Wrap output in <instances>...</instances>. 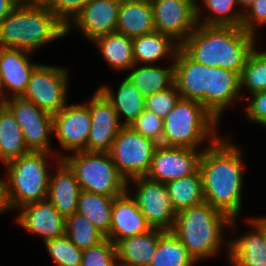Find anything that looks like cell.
Instances as JSON below:
<instances>
[{"label": "cell", "instance_id": "1", "mask_svg": "<svg viewBox=\"0 0 266 266\" xmlns=\"http://www.w3.org/2000/svg\"><path fill=\"white\" fill-rule=\"evenodd\" d=\"M219 138L203 149L199 171L202 176L205 202L227 215L231 220L239 218L242 210L244 160L241 148Z\"/></svg>", "mask_w": 266, "mask_h": 266}, {"label": "cell", "instance_id": "2", "mask_svg": "<svg viewBox=\"0 0 266 266\" xmlns=\"http://www.w3.org/2000/svg\"><path fill=\"white\" fill-rule=\"evenodd\" d=\"M256 41L241 27L198 24L180 48L197 63L241 74Z\"/></svg>", "mask_w": 266, "mask_h": 266}, {"label": "cell", "instance_id": "3", "mask_svg": "<svg viewBox=\"0 0 266 266\" xmlns=\"http://www.w3.org/2000/svg\"><path fill=\"white\" fill-rule=\"evenodd\" d=\"M236 220H231L227 215L204 201L199 205L177 212L172 232L186 247L189 255L198 263L199 260L219 254L223 248L221 246L225 244L227 257H229V240L227 242L224 239V231L227 228L234 232Z\"/></svg>", "mask_w": 266, "mask_h": 266}, {"label": "cell", "instance_id": "4", "mask_svg": "<svg viewBox=\"0 0 266 266\" xmlns=\"http://www.w3.org/2000/svg\"><path fill=\"white\" fill-rule=\"evenodd\" d=\"M66 36V25L40 1L16 5L0 22V47L34 52Z\"/></svg>", "mask_w": 266, "mask_h": 266}, {"label": "cell", "instance_id": "5", "mask_svg": "<svg viewBox=\"0 0 266 266\" xmlns=\"http://www.w3.org/2000/svg\"><path fill=\"white\" fill-rule=\"evenodd\" d=\"M46 152H33L13 159L6 166L5 196L9 210H18L29 203L47 199L51 161L61 160L62 155Z\"/></svg>", "mask_w": 266, "mask_h": 266}, {"label": "cell", "instance_id": "6", "mask_svg": "<svg viewBox=\"0 0 266 266\" xmlns=\"http://www.w3.org/2000/svg\"><path fill=\"white\" fill-rule=\"evenodd\" d=\"M219 124L199 102L180 98L163 119L161 145L201 150L206 141L212 145L220 138Z\"/></svg>", "mask_w": 266, "mask_h": 266}, {"label": "cell", "instance_id": "7", "mask_svg": "<svg viewBox=\"0 0 266 266\" xmlns=\"http://www.w3.org/2000/svg\"><path fill=\"white\" fill-rule=\"evenodd\" d=\"M63 154L62 160L74 172L81 190L113 198L127 190V182L109 153L76 151Z\"/></svg>", "mask_w": 266, "mask_h": 266}, {"label": "cell", "instance_id": "8", "mask_svg": "<svg viewBox=\"0 0 266 266\" xmlns=\"http://www.w3.org/2000/svg\"><path fill=\"white\" fill-rule=\"evenodd\" d=\"M158 144L123 126L109 152L120 175L127 181L146 176Z\"/></svg>", "mask_w": 266, "mask_h": 266}, {"label": "cell", "instance_id": "9", "mask_svg": "<svg viewBox=\"0 0 266 266\" xmlns=\"http://www.w3.org/2000/svg\"><path fill=\"white\" fill-rule=\"evenodd\" d=\"M69 72L68 68L38 64L21 97L50 115L57 114L68 103Z\"/></svg>", "mask_w": 266, "mask_h": 266}, {"label": "cell", "instance_id": "10", "mask_svg": "<svg viewBox=\"0 0 266 266\" xmlns=\"http://www.w3.org/2000/svg\"><path fill=\"white\" fill-rule=\"evenodd\" d=\"M135 184V192L130 190V184ZM127 191L135 199L138 209L144 215L152 228L172 231L176 214L169 199L166 185L146 176L127 181Z\"/></svg>", "mask_w": 266, "mask_h": 266}, {"label": "cell", "instance_id": "11", "mask_svg": "<svg viewBox=\"0 0 266 266\" xmlns=\"http://www.w3.org/2000/svg\"><path fill=\"white\" fill-rule=\"evenodd\" d=\"M6 107L21 127L29 151L53 153L49 140L53 135V115L22 97H8Z\"/></svg>", "mask_w": 266, "mask_h": 266}, {"label": "cell", "instance_id": "12", "mask_svg": "<svg viewBox=\"0 0 266 266\" xmlns=\"http://www.w3.org/2000/svg\"><path fill=\"white\" fill-rule=\"evenodd\" d=\"M151 5L155 31L172 37L180 45L198 26L193 0H154Z\"/></svg>", "mask_w": 266, "mask_h": 266}, {"label": "cell", "instance_id": "13", "mask_svg": "<svg viewBox=\"0 0 266 266\" xmlns=\"http://www.w3.org/2000/svg\"><path fill=\"white\" fill-rule=\"evenodd\" d=\"M202 150L158 145L146 177L168 183L194 174L199 169Z\"/></svg>", "mask_w": 266, "mask_h": 266}, {"label": "cell", "instance_id": "14", "mask_svg": "<svg viewBox=\"0 0 266 266\" xmlns=\"http://www.w3.org/2000/svg\"><path fill=\"white\" fill-rule=\"evenodd\" d=\"M91 117V129L86 143V152L109 153L123 125L112 103L97 89L87 101Z\"/></svg>", "mask_w": 266, "mask_h": 266}, {"label": "cell", "instance_id": "15", "mask_svg": "<svg viewBox=\"0 0 266 266\" xmlns=\"http://www.w3.org/2000/svg\"><path fill=\"white\" fill-rule=\"evenodd\" d=\"M91 129L89 108L85 103L66 104L53 115V135L61 150L71 152L86 151V143Z\"/></svg>", "mask_w": 266, "mask_h": 266}, {"label": "cell", "instance_id": "16", "mask_svg": "<svg viewBox=\"0 0 266 266\" xmlns=\"http://www.w3.org/2000/svg\"><path fill=\"white\" fill-rule=\"evenodd\" d=\"M241 95V96H240ZM240 74L221 67L205 66L204 108L217 121L229 105L242 99ZM237 99V100H236Z\"/></svg>", "mask_w": 266, "mask_h": 266}, {"label": "cell", "instance_id": "17", "mask_svg": "<svg viewBox=\"0 0 266 266\" xmlns=\"http://www.w3.org/2000/svg\"><path fill=\"white\" fill-rule=\"evenodd\" d=\"M120 4L121 0H90L66 26V35L76 27L84 38L94 41L115 32Z\"/></svg>", "mask_w": 266, "mask_h": 266}, {"label": "cell", "instance_id": "18", "mask_svg": "<svg viewBox=\"0 0 266 266\" xmlns=\"http://www.w3.org/2000/svg\"><path fill=\"white\" fill-rule=\"evenodd\" d=\"M18 210L17 224L25 231L40 235L43 242L66 235V218L48 199L29 203Z\"/></svg>", "mask_w": 266, "mask_h": 266}, {"label": "cell", "instance_id": "19", "mask_svg": "<svg viewBox=\"0 0 266 266\" xmlns=\"http://www.w3.org/2000/svg\"><path fill=\"white\" fill-rule=\"evenodd\" d=\"M152 227L138 209L135 199L126 190L120 196L114 197L111 216V228L105 237L115 245L126 238L144 234Z\"/></svg>", "mask_w": 266, "mask_h": 266}, {"label": "cell", "instance_id": "20", "mask_svg": "<svg viewBox=\"0 0 266 266\" xmlns=\"http://www.w3.org/2000/svg\"><path fill=\"white\" fill-rule=\"evenodd\" d=\"M31 54L21 49L0 47V80L7 97H21L25 92L31 73L39 64L30 60Z\"/></svg>", "mask_w": 266, "mask_h": 266}, {"label": "cell", "instance_id": "21", "mask_svg": "<svg viewBox=\"0 0 266 266\" xmlns=\"http://www.w3.org/2000/svg\"><path fill=\"white\" fill-rule=\"evenodd\" d=\"M55 174L49 176L47 199L64 218L77 211V202L81 192L74 172L61 159L56 160Z\"/></svg>", "mask_w": 266, "mask_h": 266}, {"label": "cell", "instance_id": "22", "mask_svg": "<svg viewBox=\"0 0 266 266\" xmlns=\"http://www.w3.org/2000/svg\"><path fill=\"white\" fill-rule=\"evenodd\" d=\"M174 63V84L182 99L194 100L204 107L205 65L197 63L181 48Z\"/></svg>", "mask_w": 266, "mask_h": 266}, {"label": "cell", "instance_id": "23", "mask_svg": "<svg viewBox=\"0 0 266 266\" xmlns=\"http://www.w3.org/2000/svg\"><path fill=\"white\" fill-rule=\"evenodd\" d=\"M252 230L229 241V263L232 266H266V241L263 231L249 218Z\"/></svg>", "mask_w": 266, "mask_h": 266}, {"label": "cell", "instance_id": "24", "mask_svg": "<svg viewBox=\"0 0 266 266\" xmlns=\"http://www.w3.org/2000/svg\"><path fill=\"white\" fill-rule=\"evenodd\" d=\"M162 232L152 228L144 234L119 241L116 244L118 266H148L156 254Z\"/></svg>", "mask_w": 266, "mask_h": 266}, {"label": "cell", "instance_id": "25", "mask_svg": "<svg viewBox=\"0 0 266 266\" xmlns=\"http://www.w3.org/2000/svg\"><path fill=\"white\" fill-rule=\"evenodd\" d=\"M112 103L123 126L130 124L145 110V96L134 86L127 76L119 84L117 92L107 85L98 88ZM121 118H125L121 122Z\"/></svg>", "mask_w": 266, "mask_h": 266}, {"label": "cell", "instance_id": "26", "mask_svg": "<svg viewBox=\"0 0 266 266\" xmlns=\"http://www.w3.org/2000/svg\"><path fill=\"white\" fill-rule=\"evenodd\" d=\"M155 31L151 3L121 0L115 32L135 38Z\"/></svg>", "mask_w": 266, "mask_h": 266}, {"label": "cell", "instance_id": "27", "mask_svg": "<svg viewBox=\"0 0 266 266\" xmlns=\"http://www.w3.org/2000/svg\"><path fill=\"white\" fill-rule=\"evenodd\" d=\"M180 48L172 37L153 31L133 38V56L135 64H155L162 58L171 56L174 61Z\"/></svg>", "mask_w": 266, "mask_h": 266}, {"label": "cell", "instance_id": "28", "mask_svg": "<svg viewBox=\"0 0 266 266\" xmlns=\"http://www.w3.org/2000/svg\"><path fill=\"white\" fill-rule=\"evenodd\" d=\"M100 54L110 68L128 71L134 64L133 38L113 32L100 36L94 41Z\"/></svg>", "mask_w": 266, "mask_h": 266}, {"label": "cell", "instance_id": "29", "mask_svg": "<svg viewBox=\"0 0 266 266\" xmlns=\"http://www.w3.org/2000/svg\"><path fill=\"white\" fill-rule=\"evenodd\" d=\"M130 70L127 78L144 96L164 91L174 84V63L168 68L155 64H134Z\"/></svg>", "mask_w": 266, "mask_h": 266}, {"label": "cell", "instance_id": "30", "mask_svg": "<svg viewBox=\"0 0 266 266\" xmlns=\"http://www.w3.org/2000/svg\"><path fill=\"white\" fill-rule=\"evenodd\" d=\"M22 129L12 112L0 108V161L3 164L29 153Z\"/></svg>", "mask_w": 266, "mask_h": 266}, {"label": "cell", "instance_id": "31", "mask_svg": "<svg viewBox=\"0 0 266 266\" xmlns=\"http://www.w3.org/2000/svg\"><path fill=\"white\" fill-rule=\"evenodd\" d=\"M113 200V197L81 190L76 212L88 218L106 237L111 228Z\"/></svg>", "mask_w": 266, "mask_h": 266}, {"label": "cell", "instance_id": "32", "mask_svg": "<svg viewBox=\"0 0 266 266\" xmlns=\"http://www.w3.org/2000/svg\"><path fill=\"white\" fill-rule=\"evenodd\" d=\"M169 199L176 212L205 201L202 176L199 169L192 175L165 184Z\"/></svg>", "mask_w": 266, "mask_h": 266}, {"label": "cell", "instance_id": "33", "mask_svg": "<svg viewBox=\"0 0 266 266\" xmlns=\"http://www.w3.org/2000/svg\"><path fill=\"white\" fill-rule=\"evenodd\" d=\"M201 2V6H205L209 14L204 18L203 10L198 3L196 5L198 24L241 27L244 12L242 8L240 11L235 9L240 7L237 0H201Z\"/></svg>", "mask_w": 266, "mask_h": 266}, {"label": "cell", "instance_id": "34", "mask_svg": "<svg viewBox=\"0 0 266 266\" xmlns=\"http://www.w3.org/2000/svg\"><path fill=\"white\" fill-rule=\"evenodd\" d=\"M195 263L179 238L172 231H163L156 254L148 266H194Z\"/></svg>", "mask_w": 266, "mask_h": 266}, {"label": "cell", "instance_id": "35", "mask_svg": "<svg viewBox=\"0 0 266 266\" xmlns=\"http://www.w3.org/2000/svg\"><path fill=\"white\" fill-rule=\"evenodd\" d=\"M65 226L66 236L81 250L96 246L105 239L92 222L78 212L66 218Z\"/></svg>", "mask_w": 266, "mask_h": 266}, {"label": "cell", "instance_id": "36", "mask_svg": "<svg viewBox=\"0 0 266 266\" xmlns=\"http://www.w3.org/2000/svg\"><path fill=\"white\" fill-rule=\"evenodd\" d=\"M243 87V89H242ZM249 94L266 91V51L255 49L249 54L240 74V90Z\"/></svg>", "mask_w": 266, "mask_h": 266}, {"label": "cell", "instance_id": "37", "mask_svg": "<svg viewBox=\"0 0 266 266\" xmlns=\"http://www.w3.org/2000/svg\"><path fill=\"white\" fill-rule=\"evenodd\" d=\"M55 266H81L82 252L64 235L43 242Z\"/></svg>", "mask_w": 266, "mask_h": 266}, {"label": "cell", "instance_id": "38", "mask_svg": "<svg viewBox=\"0 0 266 266\" xmlns=\"http://www.w3.org/2000/svg\"><path fill=\"white\" fill-rule=\"evenodd\" d=\"M81 266H118L116 245L105 238L98 245L84 249Z\"/></svg>", "mask_w": 266, "mask_h": 266}, {"label": "cell", "instance_id": "39", "mask_svg": "<svg viewBox=\"0 0 266 266\" xmlns=\"http://www.w3.org/2000/svg\"><path fill=\"white\" fill-rule=\"evenodd\" d=\"M130 127L145 138L153 140L158 145L161 144L164 132L163 119L155 112L144 110L130 124Z\"/></svg>", "mask_w": 266, "mask_h": 266}, {"label": "cell", "instance_id": "40", "mask_svg": "<svg viewBox=\"0 0 266 266\" xmlns=\"http://www.w3.org/2000/svg\"><path fill=\"white\" fill-rule=\"evenodd\" d=\"M180 98V94L173 84L164 91L145 96V110L155 112L157 116L164 119Z\"/></svg>", "mask_w": 266, "mask_h": 266}, {"label": "cell", "instance_id": "41", "mask_svg": "<svg viewBox=\"0 0 266 266\" xmlns=\"http://www.w3.org/2000/svg\"><path fill=\"white\" fill-rule=\"evenodd\" d=\"M90 0H42L66 26Z\"/></svg>", "mask_w": 266, "mask_h": 266}, {"label": "cell", "instance_id": "42", "mask_svg": "<svg viewBox=\"0 0 266 266\" xmlns=\"http://www.w3.org/2000/svg\"><path fill=\"white\" fill-rule=\"evenodd\" d=\"M264 25H266V0H255L244 12L241 28L256 35L258 26Z\"/></svg>", "mask_w": 266, "mask_h": 266}, {"label": "cell", "instance_id": "43", "mask_svg": "<svg viewBox=\"0 0 266 266\" xmlns=\"http://www.w3.org/2000/svg\"><path fill=\"white\" fill-rule=\"evenodd\" d=\"M251 100L247 101L245 107V118L249 122L257 123L266 128V91L256 92L250 95Z\"/></svg>", "mask_w": 266, "mask_h": 266}, {"label": "cell", "instance_id": "44", "mask_svg": "<svg viewBox=\"0 0 266 266\" xmlns=\"http://www.w3.org/2000/svg\"><path fill=\"white\" fill-rule=\"evenodd\" d=\"M17 4L13 0H0V22L13 10Z\"/></svg>", "mask_w": 266, "mask_h": 266}, {"label": "cell", "instance_id": "45", "mask_svg": "<svg viewBox=\"0 0 266 266\" xmlns=\"http://www.w3.org/2000/svg\"><path fill=\"white\" fill-rule=\"evenodd\" d=\"M10 211L5 196V181L4 178L0 177V213Z\"/></svg>", "mask_w": 266, "mask_h": 266}, {"label": "cell", "instance_id": "46", "mask_svg": "<svg viewBox=\"0 0 266 266\" xmlns=\"http://www.w3.org/2000/svg\"><path fill=\"white\" fill-rule=\"evenodd\" d=\"M251 220L263 231L266 241V216H261L258 218L253 217Z\"/></svg>", "mask_w": 266, "mask_h": 266}, {"label": "cell", "instance_id": "47", "mask_svg": "<svg viewBox=\"0 0 266 266\" xmlns=\"http://www.w3.org/2000/svg\"><path fill=\"white\" fill-rule=\"evenodd\" d=\"M7 102H8V97L5 95V92L3 90V86L0 80V108L6 107Z\"/></svg>", "mask_w": 266, "mask_h": 266}, {"label": "cell", "instance_id": "48", "mask_svg": "<svg viewBox=\"0 0 266 266\" xmlns=\"http://www.w3.org/2000/svg\"><path fill=\"white\" fill-rule=\"evenodd\" d=\"M240 7H243V12H245L255 0H237Z\"/></svg>", "mask_w": 266, "mask_h": 266}, {"label": "cell", "instance_id": "49", "mask_svg": "<svg viewBox=\"0 0 266 266\" xmlns=\"http://www.w3.org/2000/svg\"><path fill=\"white\" fill-rule=\"evenodd\" d=\"M17 5L20 4H34L40 2V0H13Z\"/></svg>", "mask_w": 266, "mask_h": 266}, {"label": "cell", "instance_id": "50", "mask_svg": "<svg viewBox=\"0 0 266 266\" xmlns=\"http://www.w3.org/2000/svg\"><path fill=\"white\" fill-rule=\"evenodd\" d=\"M134 1H142V2L152 3L154 0H134Z\"/></svg>", "mask_w": 266, "mask_h": 266}, {"label": "cell", "instance_id": "51", "mask_svg": "<svg viewBox=\"0 0 266 266\" xmlns=\"http://www.w3.org/2000/svg\"><path fill=\"white\" fill-rule=\"evenodd\" d=\"M194 1V3L197 5L199 2L197 1V0H193Z\"/></svg>", "mask_w": 266, "mask_h": 266}]
</instances>
